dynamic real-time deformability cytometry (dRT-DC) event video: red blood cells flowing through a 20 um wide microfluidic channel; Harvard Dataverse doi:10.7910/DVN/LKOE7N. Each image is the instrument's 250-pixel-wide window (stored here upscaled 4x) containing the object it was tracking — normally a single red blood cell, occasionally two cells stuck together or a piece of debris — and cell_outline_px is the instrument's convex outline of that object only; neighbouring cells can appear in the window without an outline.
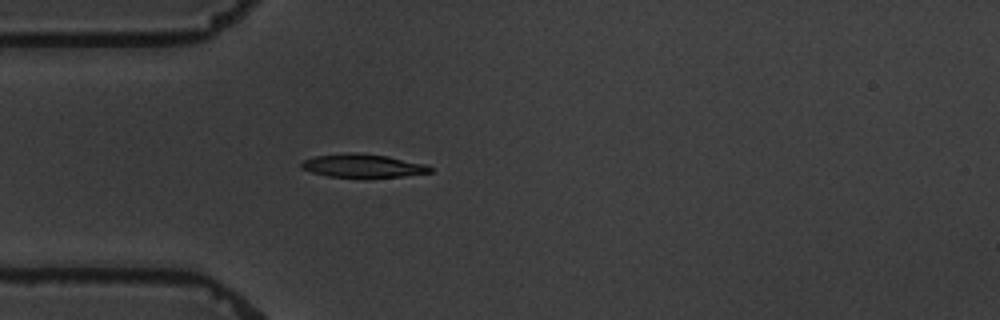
{"species": "common noctule bat (a hibernating species)", "species_latin": "Nyctalus noctula", "temperature_condition": "warm", "stored_images_in_passage": 1, "camera_frame_rate_fps": 3000, "um_per_image_px": 0.085, "animal": {"sex": "male", "body_mass_g": 19.5, "forearm_length_mm": 54.6}, "frame": {"image": 1, "passage_image": 1, "time_ms": 0.0, "image_size_px": [1000, 320], "cell_outline_px": [[432, 172], [404, 176], [368, 180], [328, 176], [312, 172], [300, 168], [300, 164], [304, 160], [316, 156], [348, 152], [356, 152], [388, 156], [424, 164], [432, 168]], "centroid_in_image_um": [30.84, 14.13], "position_along_channel_um": 54.2, "area_um2": 18.21}}